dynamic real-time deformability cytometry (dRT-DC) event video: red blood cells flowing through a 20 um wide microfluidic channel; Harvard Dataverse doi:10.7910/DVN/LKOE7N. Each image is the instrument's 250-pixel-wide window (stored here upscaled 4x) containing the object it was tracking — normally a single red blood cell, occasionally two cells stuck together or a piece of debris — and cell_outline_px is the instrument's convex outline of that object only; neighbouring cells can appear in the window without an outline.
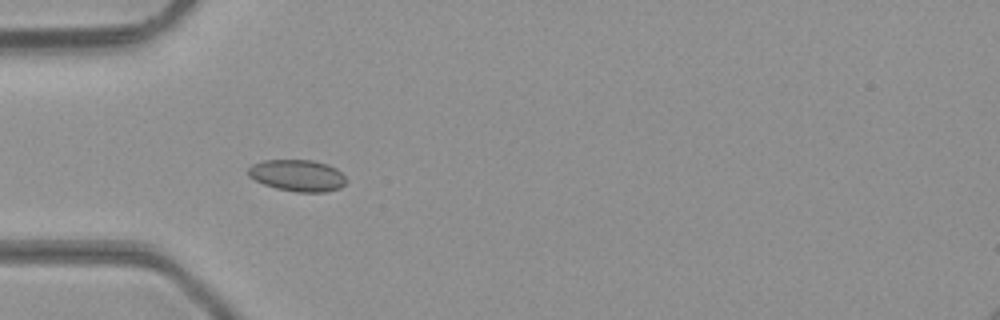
{"species": "common noctule bat (a hibernating species)", "species_latin": "Nyctalus noctula", "temperature_condition": "room temperature", "stored_images_in_passage": 33, "camera_frame_rate_fps": 3000, "um_per_image_px": 0.085, "animal": {"sex": "male", "body_mass_g": 23.1, "forearm_length_mm": 52.7}, "frame": {"image": 1, "passage_image": 8, "time_ms": 2.333, "image_size_px": [1000, 320], "cell_outline_px": [[348, 180], [340, 188], [328, 192], [296, 192], [276, 188], [264, 184], [248, 176], [248, 168], [252, 164], [264, 160], [312, 160], [328, 164], [336, 168]], "centroid_in_image_um": [25.3, 14.92], "position_along_channel_um": 59.7, "area_um2": 18.15}}
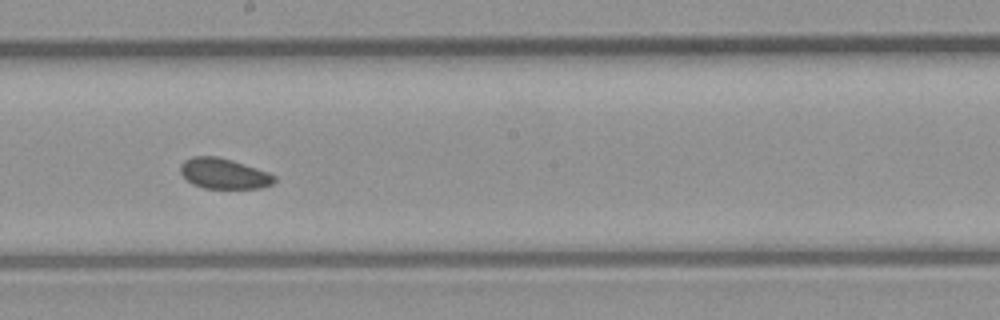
{"frame": {"image": 2, "passage_image": 20, "time_ms": 6.333, "image_size_px": [1000, 320], "cell_outline_px": [[276, 180], [272, 184], [260, 188], [204, 188], [192, 184], [180, 172], [180, 164], [184, 160], [192, 156], [216, 156], [232, 160], [268, 172], [276, 176]], "centroid_in_image_um": [19.02, 14.75], "position_along_channel_um": 229.2, "area_um2": 16.65}}
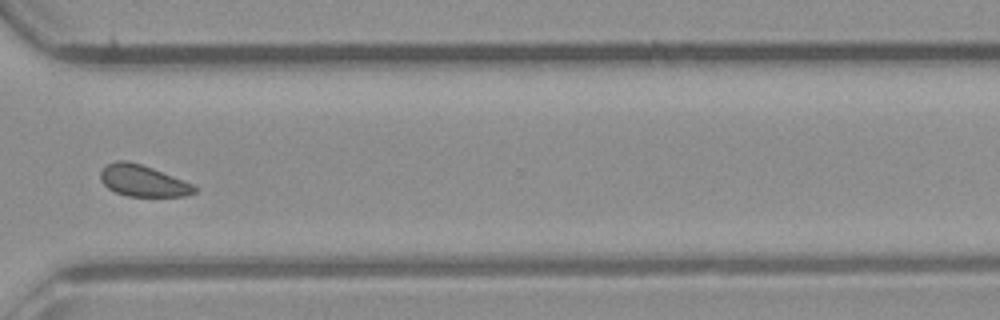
{"frame": {"image": 3, "passage_image": 29, "time_ms": 9.333, "image_size_px": [1000, 320], "cell_outline_px": [[196, 192], [184, 196], [128, 196], [116, 192], [108, 188], [100, 180], [100, 172], [108, 164], [116, 160], [128, 160], [152, 168], [192, 184], [196, 188]], "centroid_in_image_um": [12.12, 15.36], "position_along_channel_um": 358.5, "area_um2": 16.94}}